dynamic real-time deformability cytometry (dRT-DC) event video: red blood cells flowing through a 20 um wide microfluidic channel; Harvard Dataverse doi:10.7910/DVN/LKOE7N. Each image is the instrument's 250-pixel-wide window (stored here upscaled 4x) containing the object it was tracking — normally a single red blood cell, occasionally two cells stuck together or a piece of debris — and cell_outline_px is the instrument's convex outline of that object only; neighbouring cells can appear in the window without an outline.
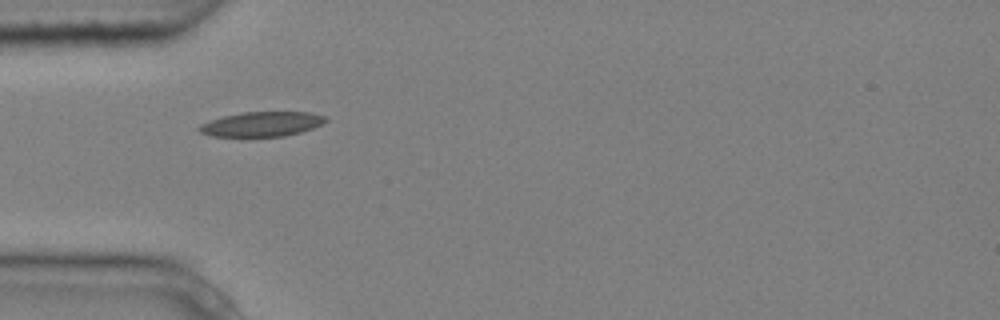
{"species": "common noctule bat (a hibernating species)", "species_latin": "Nyctalus noctula", "temperature_condition": "cold", "stored_images_in_passage": 2, "camera_frame_rate_fps": 3000, "um_per_image_px": 0.085, "animal": {"sex": "male", "body_mass_g": 20.4}, "frame": {"image": 1, "passage_image": 1, "time_ms": 0.0, "image_size_px": [1000, 320], "cell_outline_px": [[328, 120], [312, 128], [300, 132], [284, 136], [212, 136], [200, 132], [196, 128], [200, 124], [224, 116], [244, 112], [312, 112], [324, 116]], "centroid_in_image_um": [22.24, 10.54], "position_along_channel_um": 62.8, "area_um2": 17.98}}
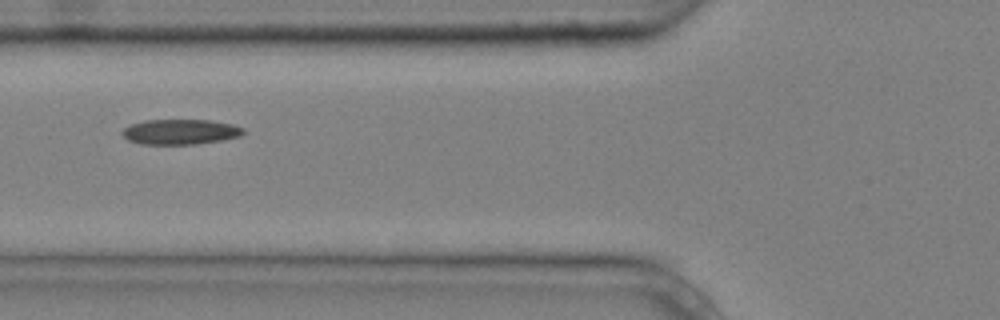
{"frame": {"image": 2, "passage_image": 2, "time_ms": 0.333, "image_size_px": [1000, 320], "cell_outline_px": [[244, 132], [240, 136], [220, 140], [196, 144], [144, 144], [128, 140], [120, 132], [124, 128], [132, 124], [144, 120], [208, 120], [232, 124], [244, 128]], "centroid_in_image_um": [15.32, 11.2], "position_along_channel_um": 110.5, "area_um2": 17.63}}